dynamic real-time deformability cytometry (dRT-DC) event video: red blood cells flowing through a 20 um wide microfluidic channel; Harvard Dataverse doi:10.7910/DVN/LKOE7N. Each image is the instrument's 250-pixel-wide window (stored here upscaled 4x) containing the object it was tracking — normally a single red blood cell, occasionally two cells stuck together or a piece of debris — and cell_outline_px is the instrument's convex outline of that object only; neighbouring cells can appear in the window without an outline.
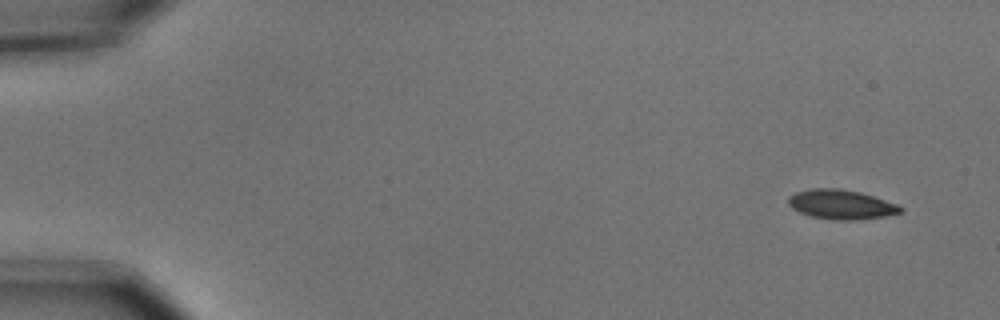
{"species": "common noctule bat (a hibernating species)", "species_latin": "Nyctalus noctula", "temperature_condition": "cold", "stored_images_in_passage": 5, "camera_frame_rate_fps": 3000, "um_per_image_px": 0.085, "animal": {"sex": "male", "body_mass_g": 15.6}, "frame": {"image": 1, "passage_image": 1, "time_ms": 0.0, "image_size_px": [1000, 320], "cell_outline_px": [[904, 212], [884, 216], [856, 220], [832, 220], [812, 216], [800, 212], [792, 208], [788, 204], [788, 196], [796, 192], [812, 188], [840, 188], [860, 192], [896, 204], [904, 208]], "centroid_in_image_um": [71.49, 17.38], "position_along_channel_um": 13.5, "area_um2": 19.25}}
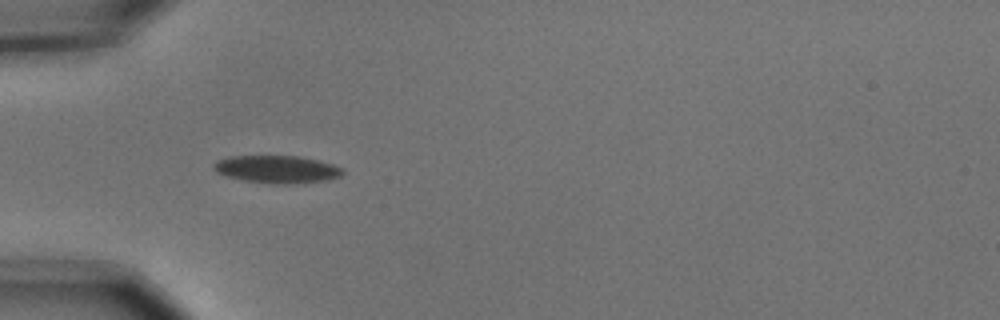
{"frame": {"image": 2, "passage_image": 5, "time_ms": 1.333, "image_size_px": [1000, 320], "cell_outline_px": [[344, 172], [340, 176], [324, 180], [292, 184], [268, 184], [244, 180], [224, 176], [216, 172], [212, 168], [212, 164], [216, 160], [228, 156], [300, 156], [332, 164], [344, 168]], "centroid_in_image_um": [23.48, 14.39], "position_along_channel_um": 61.5, "area_um2": 20.92}}